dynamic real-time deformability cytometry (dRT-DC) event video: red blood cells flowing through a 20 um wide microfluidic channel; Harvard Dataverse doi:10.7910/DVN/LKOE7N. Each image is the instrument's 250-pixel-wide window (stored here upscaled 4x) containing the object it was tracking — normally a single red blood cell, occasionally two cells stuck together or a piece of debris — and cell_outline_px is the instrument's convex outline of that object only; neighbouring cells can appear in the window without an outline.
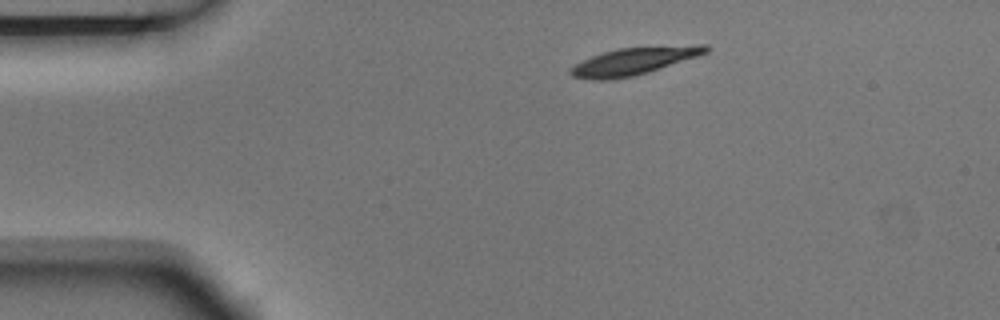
{"species": "Egyptian fruit bat (a non-hibernating species)", "species_latin": "Rousettus aegyptiacus", "temperature_condition": "room temperature", "stored_images_in_passage": 5, "camera_frame_rate_fps": 3000, "um_per_image_px": 0.085, "animal": {"sex": "male"}, "frame": {"image": 1, "passage_image": 1, "time_ms": 0.0, "image_size_px": [1000, 320], "cell_outline_px": [[712, 48], [708, 52], [648, 72], [632, 76], [608, 80], [588, 80], [572, 76], [568, 72], [568, 68], [592, 56], [616, 48], [700, 44], [708, 44]], "centroid_in_image_um": [53.87, 5.19], "position_along_channel_um": 31.1, "area_um2": 21.56}}
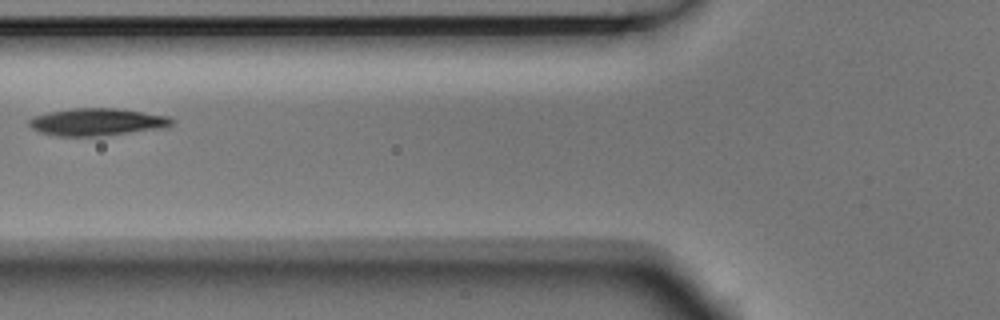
{"frame": {"image": 2, "passage_image": 4, "time_ms": 1.0, "image_size_px": [1000, 320], "cell_outline_px": [[176, 120], [172, 124], [164, 128], [104, 136], [56, 136], [40, 132], [32, 128], [28, 124], [28, 120], [36, 116], [48, 112], [72, 108], [116, 108], [168, 116]], "centroid_in_image_um": [8.26, 10.37], "position_along_channel_um": 117.5, "area_um2": 22.83}}
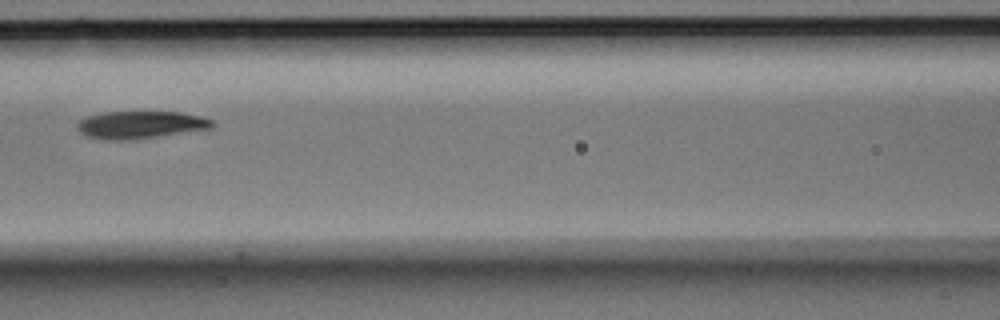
{"frame": {"image": 3, "passage_image": 5, "time_ms": 1.333, "image_size_px": [1000, 320], "cell_outline_px": [[216, 124], [212, 128], [132, 140], [104, 140], [88, 136], [80, 132], [76, 128], [76, 124], [80, 120], [88, 116], [100, 112], [180, 112], [200, 116], [212, 120]], "centroid_in_image_um": [11.92, 10.61], "position_along_channel_um": 154.7, "area_um2": 21.68}}